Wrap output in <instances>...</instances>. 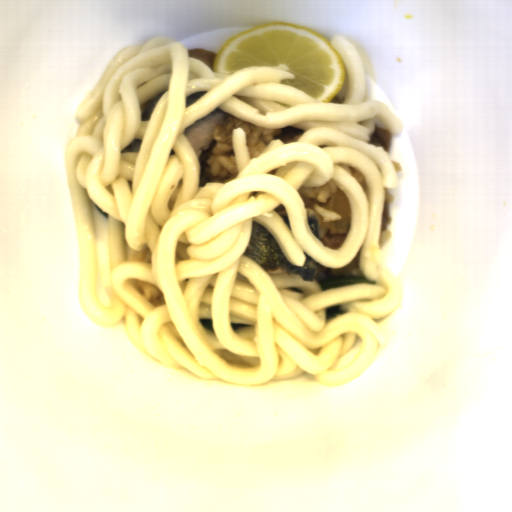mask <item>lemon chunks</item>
Segmentation results:
<instances>
[{
	"mask_svg": "<svg viewBox=\"0 0 512 512\" xmlns=\"http://www.w3.org/2000/svg\"><path fill=\"white\" fill-rule=\"evenodd\" d=\"M252 66H271L293 73L288 85L329 104L344 86L348 71L340 52L326 38L285 22L263 24L227 39L218 50L213 72L233 73Z\"/></svg>",
	"mask_w": 512,
	"mask_h": 512,
	"instance_id": "e0be4373",
	"label": "lemon chunks"
}]
</instances>
